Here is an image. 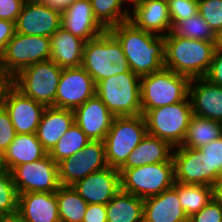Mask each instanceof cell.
Here are the masks:
<instances>
[{"label":"cell","instance_id":"12","mask_svg":"<svg viewBox=\"0 0 222 222\" xmlns=\"http://www.w3.org/2000/svg\"><path fill=\"white\" fill-rule=\"evenodd\" d=\"M57 165L60 185L72 186L89 174L109 167L105 143L101 140H91L82 151L61 160Z\"/></svg>","mask_w":222,"mask_h":222},{"label":"cell","instance_id":"21","mask_svg":"<svg viewBox=\"0 0 222 222\" xmlns=\"http://www.w3.org/2000/svg\"><path fill=\"white\" fill-rule=\"evenodd\" d=\"M174 148L175 181L208 186V163L201 150L182 146Z\"/></svg>","mask_w":222,"mask_h":222},{"label":"cell","instance_id":"47","mask_svg":"<svg viewBox=\"0 0 222 222\" xmlns=\"http://www.w3.org/2000/svg\"><path fill=\"white\" fill-rule=\"evenodd\" d=\"M213 187H214V198L222 203V176H220L217 179Z\"/></svg>","mask_w":222,"mask_h":222},{"label":"cell","instance_id":"29","mask_svg":"<svg viewBox=\"0 0 222 222\" xmlns=\"http://www.w3.org/2000/svg\"><path fill=\"white\" fill-rule=\"evenodd\" d=\"M222 136V123L197 115L192 116L182 147L200 148Z\"/></svg>","mask_w":222,"mask_h":222},{"label":"cell","instance_id":"28","mask_svg":"<svg viewBox=\"0 0 222 222\" xmlns=\"http://www.w3.org/2000/svg\"><path fill=\"white\" fill-rule=\"evenodd\" d=\"M144 199L120 190L106 204L107 222H143Z\"/></svg>","mask_w":222,"mask_h":222},{"label":"cell","instance_id":"46","mask_svg":"<svg viewBox=\"0 0 222 222\" xmlns=\"http://www.w3.org/2000/svg\"><path fill=\"white\" fill-rule=\"evenodd\" d=\"M38 1L62 12L77 0H38Z\"/></svg>","mask_w":222,"mask_h":222},{"label":"cell","instance_id":"19","mask_svg":"<svg viewBox=\"0 0 222 222\" xmlns=\"http://www.w3.org/2000/svg\"><path fill=\"white\" fill-rule=\"evenodd\" d=\"M61 27L85 42L106 31L94 17L90 0H77L62 11Z\"/></svg>","mask_w":222,"mask_h":222},{"label":"cell","instance_id":"22","mask_svg":"<svg viewBox=\"0 0 222 222\" xmlns=\"http://www.w3.org/2000/svg\"><path fill=\"white\" fill-rule=\"evenodd\" d=\"M143 222H189L174 186L144 199Z\"/></svg>","mask_w":222,"mask_h":222},{"label":"cell","instance_id":"25","mask_svg":"<svg viewBox=\"0 0 222 222\" xmlns=\"http://www.w3.org/2000/svg\"><path fill=\"white\" fill-rule=\"evenodd\" d=\"M47 154L36 134H17L0 157V164L11 171L21 164L38 161Z\"/></svg>","mask_w":222,"mask_h":222},{"label":"cell","instance_id":"10","mask_svg":"<svg viewBox=\"0 0 222 222\" xmlns=\"http://www.w3.org/2000/svg\"><path fill=\"white\" fill-rule=\"evenodd\" d=\"M50 55V37L15 32L0 56V65L14 77L32 64L50 60Z\"/></svg>","mask_w":222,"mask_h":222},{"label":"cell","instance_id":"18","mask_svg":"<svg viewBox=\"0 0 222 222\" xmlns=\"http://www.w3.org/2000/svg\"><path fill=\"white\" fill-rule=\"evenodd\" d=\"M133 11L129 20L136 28L165 36L162 31H172V23L166 0H133ZM133 15V16H132ZM158 33V34H157Z\"/></svg>","mask_w":222,"mask_h":222},{"label":"cell","instance_id":"41","mask_svg":"<svg viewBox=\"0 0 222 222\" xmlns=\"http://www.w3.org/2000/svg\"><path fill=\"white\" fill-rule=\"evenodd\" d=\"M26 0H0V19L16 23Z\"/></svg>","mask_w":222,"mask_h":222},{"label":"cell","instance_id":"32","mask_svg":"<svg viewBox=\"0 0 222 222\" xmlns=\"http://www.w3.org/2000/svg\"><path fill=\"white\" fill-rule=\"evenodd\" d=\"M90 141L88 136L74 123L48 154L53 161L58 163L82 151Z\"/></svg>","mask_w":222,"mask_h":222},{"label":"cell","instance_id":"14","mask_svg":"<svg viewBox=\"0 0 222 222\" xmlns=\"http://www.w3.org/2000/svg\"><path fill=\"white\" fill-rule=\"evenodd\" d=\"M61 27V11L38 0H26L15 23V32L51 37Z\"/></svg>","mask_w":222,"mask_h":222},{"label":"cell","instance_id":"40","mask_svg":"<svg viewBox=\"0 0 222 222\" xmlns=\"http://www.w3.org/2000/svg\"><path fill=\"white\" fill-rule=\"evenodd\" d=\"M189 222H222V203L214 198L198 213L189 217Z\"/></svg>","mask_w":222,"mask_h":222},{"label":"cell","instance_id":"39","mask_svg":"<svg viewBox=\"0 0 222 222\" xmlns=\"http://www.w3.org/2000/svg\"><path fill=\"white\" fill-rule=\"evenodd\" d=\"M17 135L7 110L0 109V157L7 150Z\"/></svg>","mask_w":222,"mask_h":222},{"label":"cell","instance_id":"37","mask_svg":"<svg viewBox=\"0 0 222 222\" xmlns=\"http://www.w3.org/2000/svg\"><path fill=\"white\" fill-rule=\"evenodd\" d=\"M198 9L216 34L222 30V0H198Z\"/></svg>","mask_w":222,"mask_h":222},{"label":"cell","instance_id":"31","mask_svg":"<svg viewBox=\"0 0 222 222\" xmlns=\"http://www.w3.org/2000/svg\"><path fill=\"white\" fill-rule=\"evenodd\" d=\"M58 213L61 222H83L88 203L72 186H60L56 191Z\"/></svg>","mask_w":222,"mask_h":222},{"label":"cell","instance_id":"33","mask_svg":"<svg viewBox=\"0 0 222 222\" xmlns=\"http://www.w3.org/2000/svg\"><path fill=\"white\" fill-rule=\"evenodd\" d=\"M94 17L108 30L112 26L129 20L130 12L122 9L126 0H90Z\"/></svg>","mask_w":222,"mask_h":222},{"label":"cell","instance_id":"42","mask_svg":"<svg viewBox=\"0 0 222 222\" xmlns=\"http://www.w3.org/2000/svg\"><path fill=\"white\" fill-rule=\"evenodd\" d=\"M204 78L213 84L222 86V51L215 50L209 69Z\"/></svg>","mask_w":222,"mask_h":222},{"label":"cell","instance_id":"27","mask_svg":"<svg viewBox=\"0 0 222 222\" xmlns=\"http://www.w3.org/2000/svg\"><path fill=\"white\" fill-rule=\"evenodd\" d=\"M173 149L167 141L147 133L119 169H132L143 165L168 162L172 158Z\"/></svg>","mask_w":222,"mask_h":222},{"label":"cell","instance_id":"4","mask_svg":"<svg viewBox=\"0 0 222 222\" xmlns=\"http://www.w3.org/2000/svg\"><path fill=\"white\" fill-rule=\"evenodd\" d=\"M96 95L115 117L142 114L140 77L131 70L99 81Z\"/></svg>","mask_w":222,"mask_h":222},{"label":"cell","instance_id":"45","mask_svg":"<svg viewBox=\"0 0 222 222\" xmlns=\"http://www.w3.org/2000/svg\"><path fill=\"white\" fill-rule=\"evenodd\" d=\"M15 33V23L0 19V56L4 53L7 43Z\"/></svg>","mask_w":222,"mask_h":222},{"label":"cell","instance_id":"7","mask_svg":"<svg viewBox=\"0 0 222 222\" xmlns=\"http://www.w3.org/2000/svg\"><path fill=\"white\" fill-rule=\"evenodd\" d=\"M121 174V190L145 199L159 195L174 186V161L143 165L132 169H118Z\"/></svg>","mask_w":222,"mask_h":222},{"label":"cell","instance_id":"16","mask_svg":"<svg viewBox=\"0 0 222 222\" xmlns=\"http://www.w3.org/2000/svg\"><path fill=\"white\" fill-rule=\"evenodd\" d=\"M4 108L17 134H36L46 106L25 96L13 86L7 94Z\"/></svg>","mask_w":222,"mask_h":222},{"label":"cell","instance_id":"24","mask_svg":"<svg viewBox=\"0 0 222 222\" xmlns=\"http://www.w3.org/2000/svg\"><path fill=\"white\" fill-rule=\"evenodd\" d=\"M73 124V110L53 106L46 107L37 127V139L49 153Z\"/></svg>","mask_w":222,"mask_h":222},{"label":"cell","instance_id":"23","mask_svg":"<svg viewBox=\"0 0 222 222\" xmlns=\"http://www.w3.org/2000/svg\"><path fill=\"white\" fill-rule=\"evenodd\" d=\"M18 213L27 222H61L56 192H27L19 194Z\"/></svg>","mask_w":222,"mask_h":222},{"label":"cell","instance_id":"36","mask_svg":"<svg viewBox=\"0 0 222 222\" xmlns=\"http://www.w3.org/2000/svg\"><path fill=\"white\" fill-rule=\"evenodd\" d=\"M208 163V186H214L222 176V136L199 148Z\"/></svg>","mask_w":222,"mask_h":222},{"label":"cell","instance_id":"1","mask_svg":"<svg viewBox=\"0 0 222 222\" xmlns=\"http://www.w3.org/2000/svg\"><path fill=\"white\" fill-rule=\"evenodd\" d=\"M108 31L121 44L130 70L139 77L164 67V36L136 28L130 21L112 26Z\"/></svg>","mask_w":222,"mask_h":222},{"label":"cell","instance_id":"34","mask_svg":"<svg viewBox=\"0 0 222 222\" xmlns=\"http://www.w3.org/2000/svg\"><path fill=\"white\" fill-rule=\"evenodd\" d=\"M175 36L190 38L194 40L216 41V33L208 23L197 13L191 18L178 21L171 31Z\"/></svg>","mask_w":222,"mask_h":222},{"label":"cell","instance_id":"13","mask_svg":"<svg viewBox=\"0 0 222 222\" xmlns=\"http://www.w3.org/2000/svg\"><path fill=\"white\" fill-rule=\"evenodd\" d=\"M96 95V84L80 67L63 68L55 96V107L74 110Z\"/></svg>","mask_w":222,"mask_h":222},{"label":"cell","instance_id":"44","mask_svg":"<svg viewBox=\"0 0 222 222\" xmlns=\"http://www.w3.org/2000/svg\"><path fill=\"white\" fill-rule=\"evenodd\" d=\"M14 86V77L0 65V109L4 107L7 94Z\"/></svg>","mask_w":222,"mask_h":222},{"label":"cell","instance_id":"11","mask_svg":"<svg viewBox=\"0 0 222 222\" xmlns=\"http://www.w3.org/2000/svg\"><path fill=\"white\" fill-rule=\"evenodd\" d=\"M11 175L18 194L27 192H56L61 186L58 165L49 154L38 161L14 167Z\"/></svg>","mask_w":222,"mask_h":222},{"label":"cell","instance_id":"15","mask_svg":"<svg viewBox=\"0 0 222 222\" xmlns=\"http://www.w3.org/2000/svg\"><path fill=\"white\" fill-rule=\"evenodd\" d=\"M88 204H108L121 190V174L118 169L107 167L95 171L72 185Z\"/></svg>","mask_w":222,"mask_h":222},{"label":"cell","instance_id":"30","mask_svg":"<svg viewBox=\"0 0 222 222\" xmlns=\"http://www.w3.org/2000/svg\"><path fill=\"white\" fill-rule=\"evenodd\" d=\"M174 187L177 189L180 204L188 218L198 213L214 199L213 186L184 184L175 181Z\"/></svg>","mask_w":222,"mask_h":222},{"label":"cell","instance_id":"2","mask_svg":"<svg viewBox=\"0 0 222 222\" xmlns=\"http://www.w3.org/2000/svg\"><path fill=\"white\" fill-rule=\"evenodd\" d=\"M164 49V67L190 80L206 75L216 50L215 42L179 37L172 32L164 36Z\"/></svg>","mask_w":222,"mask_h":222},{"label":"cell","instance_id":"3","mask_svg":"<svg viewBox=\"0 0 222 222\" xmlns=\"http://www.w3.org/2000/svg\"><path fill=\"white\" fill-rule=\"evenodd\" d=\"M81 66L95 84L130 70L121 44L108 30L85 42Z\"/></svg>","mask_w":222,"mask_h":222},{"label":"cell","instance_id":"6","mask_svg":"<svg viewBox=\"0 0 222 222\" xmlns=\"http://www.w3.org/2000/svg\"><path fill=\"white\" fill-rule=\"evenodd\" d=\"M188 97L175 104L148 110L143 115L148 134L167 141L173 148L181 146L193 116Z\"/></svg>","mask_w":222,"mask_h":222},{"label":"cell","instance_id":"26","mask_svg":"<svg viewBox=\"0 0 222 222\" xmlns=\"http://www.w3.org/2000/svg\"><path fill=\"white\" fill-rule=\"evenodd\" d=\"M51 55L50 60L61 68L80 67L83 60L85 41L72 35L60 27L50 37Z\"/></svg>","mask_w":222,"mask_h":222},{"label":"cell","instance_id":"17","mask_svg":"<svg viewBox=\"0 0 222 222\" xmlns=\"http://www.w3.org/2000/svg\"><path fill=\"white\" fill-rule=\"evenodd\" d=\"M73 112L74 123L90 140L104 141L115 116L97 95L75 108Z\"/></svg>","mask_w":222,"mask_h":222},{"label":"cell","instance_id":"49","mask_svg":"<svg viewBox=\"0 0 222 222\" xmlns=\"http://www.w3.org/2000/svg\"><path fill=\"white\" fill-rule=\"evenodd\" d=\"M215 48L222 51V30L216 34Z\"/></svg>","mask_w":222,"mask_h":222},{"label":"cell","instance_id":"48","mask_svg":"<svg viewBox=\"0 0 222 222\" xmlns=\"http://www.w3.org/2000/svg\"><path fill=\"white\" fill-rule=\"evenodd\" d=\"M0 222H27L18 212L12 215L2 216Z\"/></svg>","mask_w":222,"mask_h":222},{"label":"cell","instance_id":"43","mask_svg":"<svg viewBox=\"0 0 222 222\" xmlns=\"http://www.w3.org/2000/svg\"><path fill=\"white\" fill-rule=\"evenodd\" d=\"M106 205L88 204L83 222H107Z\"/></svg>","mask_w":222,"mask_h":222},{"label":"cell","instance_id":"35","mask_svg":"<svg viewBox=\"0 0 222 222\" xmlns=\"http://www.w3.org/2000/svg\"><path fill=\"white\" fill-rule=\"evenodd\" d=\"M18 196L11 171L0 164V217L18 212Z\"/></svg>","mask_w":222,"mask_h":222},{"label":"cell","instance_id":"38","mask_svg":"<svg viewBox=\"0 0 222 222\" xmlns=\"http://www.w3.org/2000/svg\"><path fill=\"white\" fill-rule=\"evenodd\" d=\"M172 27L178 22L191 18L199 11L198 0H167Z\"/></svg>","mask_w":222,"mask_h":222},{"label":"cell","instance_id":"5","mask_svg":"<svg viewBox=\"0 0 222 222\" xmlns=\"http://www.w3.org/2000/svg\"><path fill=\"white\" fill-rule=\"evenodd\" d=\"M189 83L188 77L165 67L140 77L142 114L183 101L189 95Z\"/></svg>","mask_w":222,"mask_h":222},{"label":"cell","instance_id":"9","mask_svg":"<svg viewBox=\"0 0 222 222\" xmlns=\"http://www.w3.org/2000/svg\"><path fill=\"white\" fill-rule=\"evenodd\" d=\"M62 69L52 60L32 64L14 76V86L36 102L55 107Z\"/></svg>","mask_w":222,"mask_h":222},{"label":"cell","instance_id":"20","mask_svg":"<svg viewBox=\"0 0 222 222\" xmlns=\"http://www.w3.org/2000/svg\"><path fill=\"white\" fill-rule=\"evenodd\" d=\"M189 97L194 115L222 123V86L204 77L191 79Z\"/></svg>","mask_w":222,"mask_h":222},{"label":"cell","instance_id":"8","mask_svg":"<svg viewBox=\"0 0 222 222\" xmlns=\"http://www.w3.org/2000/svg\"><path fill=\"white\" fill-rule=\"evenodd\" d=\"M147 133L143 114L114 117L104 139L108 166L119 169Z\"/></svg>","mask_w":222,"mask_h":222}]
</instances>
